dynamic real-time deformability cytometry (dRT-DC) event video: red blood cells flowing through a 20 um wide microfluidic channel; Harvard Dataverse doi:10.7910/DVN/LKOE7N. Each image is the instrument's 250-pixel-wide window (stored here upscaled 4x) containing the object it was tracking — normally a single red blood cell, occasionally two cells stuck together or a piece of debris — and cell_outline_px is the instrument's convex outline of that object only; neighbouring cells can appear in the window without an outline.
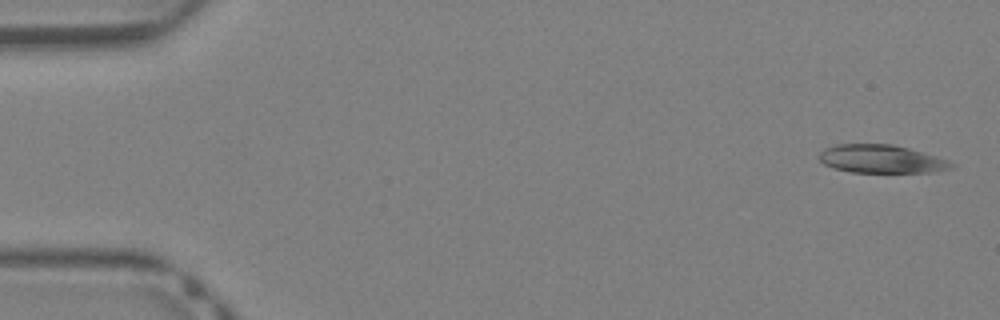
{"species": "Egyptian fruit bat (a non-hibernating species)", "species_latin": "Rousettus aegyptiacus", "temperature_condition": "warm", "stored_images_in_passage": 40, "camera_frame_rate_fps": 3000, "um_per_image_px": 0.085, "animal": {"sex": "female"}, "frame": {"image": 1, "passage_image": 1, "time_ms": 0.0, "image_size_px": [1000, 320], "cell_outline_px": [[956, 164], [952, 168], [932, 172], [852, 172], [832, 168], [824, 164], [820, 160], [820, 152], [824, 148], [836, 144], [892, 144], [908, 148], [936, 156], [948, 160]], "centroid_in_image_um": [74.9, 13.51], "position_along_channel_um": 10.1, "area_um2": 21.68}}
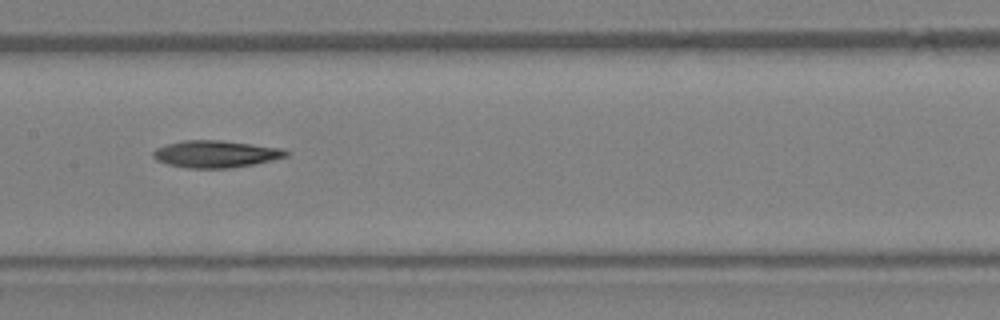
{"frame": {"image": 2, "passage_image": 20, "time_ms": 6.333, "image_size_px": [1000, 320], "cell_outline_px": [[288, 156], [256, 164], [228, 168], [188, 168], [168, 164], [156, 160], [152, 156], [152, 152], [156, 148], [168, 144], [184, 140], [220, 140], [252, 144], [280, 148], [288, 152]], "centroid_in_image_um": [18.32, 13.09], "position_along_channel_um": 189.1, "area_um2": 20.87}}
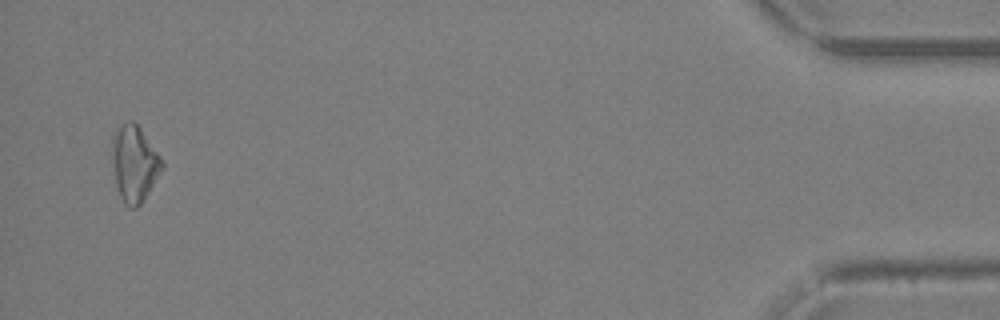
{"frame": {"image": 3, "passage_image": 39, "time_ms": 12.667, "image_size_px": [1000, 320], "cell_outline_px": [[164, 168], [140, 204], [136, 208], [128, 208], [124, 204], [120, 196], [116, 184], [112, 156], [112, 136], [116, 128], [132, 120], [140, 128], [160, 156], [164, 164]], "centroid_in_image_um": [11.42, 13.92], "position_along_channel_um": 423.8, "area_um2": 21.91}}